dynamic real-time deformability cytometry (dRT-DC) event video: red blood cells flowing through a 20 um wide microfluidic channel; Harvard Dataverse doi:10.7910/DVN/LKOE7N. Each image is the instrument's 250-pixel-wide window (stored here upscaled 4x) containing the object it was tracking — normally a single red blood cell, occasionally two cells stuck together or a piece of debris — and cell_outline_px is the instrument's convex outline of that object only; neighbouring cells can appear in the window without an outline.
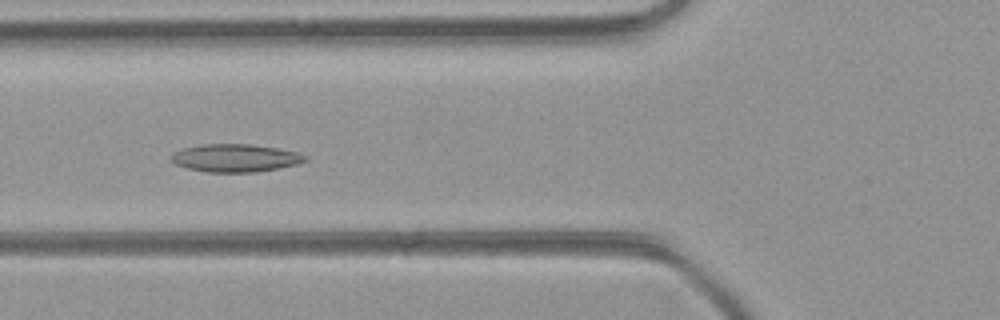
{"species": "common noctule bat (a hibernating species)", "species_latin": "Nyctalus noctula", "temperature_condition": "room temperature", "stored_images_in_passage": 46, "camera_frame_rate_fps": 3000, "um_per_image_px": 0.085, "animal": {"sex": "female", "body_mass_g": 21.9}, "frame": {"image": 1, "passage_image": 17, "time_ms": 5.333, "image_size_px": [1000, 320], "cell_outline_px": [[308, 160], [296, 164], [280, 168], [256, 172], [208, 172], [188, 168], [176, 164], [172, 160], [172, 152], [180, 148], [200, 144], [252, 144], [276, 148], [296, 152], [308, 156]], "centroid_in_image_um": [20.0, 13.42], "position_along_channel_um": 105.8, "area_um2": 21.79}}
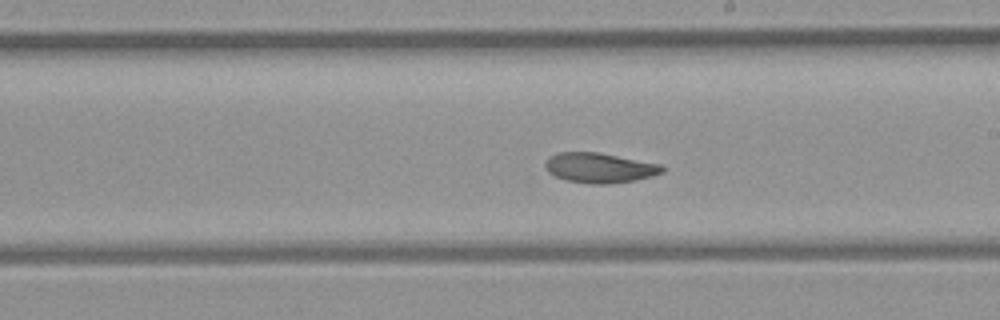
{"frame": {"image": 2, "passage_image": 26, "time_ms": 8.333, "image_size_px": [1000, 320], "cell_outline_px": [[664, 172], [652, 176], [636, 180], [608, 184], [588, 184], [568, 180], [556, 176], [548, 172], [544, 164], [552, 156], [560, 152], [600, 152], [660, 164], [664, 168]], "centroid_in_image_um": [51.0, 14.27], "position_along_channel_um": 238.0, "area_um2": 20.35}}
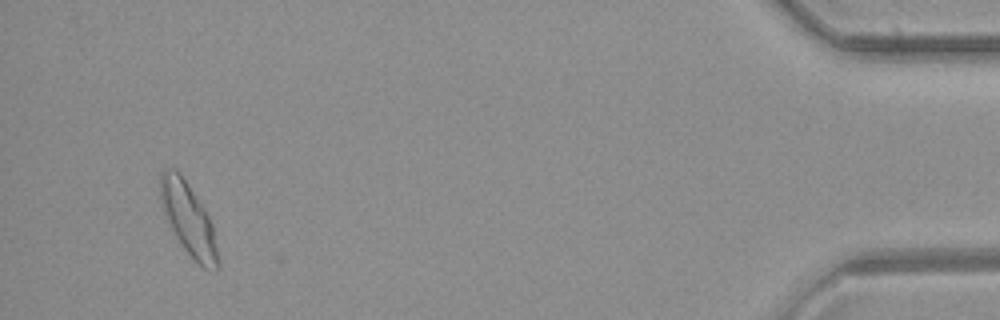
{"frame": {"image": 3, "passage_image": 44, "time_ms": 14.333, "image_size_px": [1000, 320], "cell_outline_px": [[220, 268], [216, 272], [204, 268], [184, 248], [176, 236], [160, 204], [160, 172], [164, 168], [176, 168], [204, 208], [212, 224], [220, 264]], "centroid_in_image_um": [16.02, 18.62], "position_along_channel_um": 419.2, "area_um2": 23.81}}